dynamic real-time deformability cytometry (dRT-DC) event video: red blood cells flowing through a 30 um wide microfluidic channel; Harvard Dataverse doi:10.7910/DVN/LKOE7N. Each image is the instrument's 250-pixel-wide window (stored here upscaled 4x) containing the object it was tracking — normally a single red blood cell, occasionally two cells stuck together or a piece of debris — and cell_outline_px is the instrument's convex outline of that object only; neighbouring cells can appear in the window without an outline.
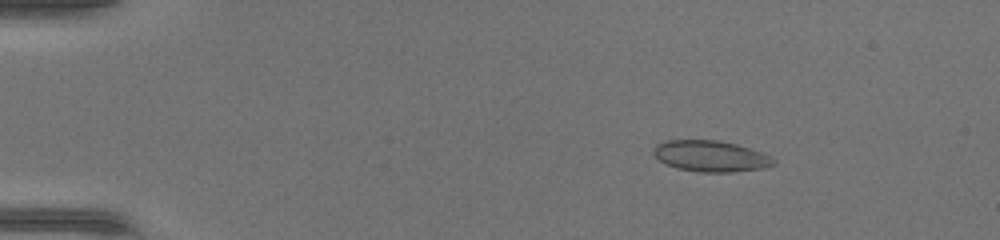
{"species": "common noctule bat (a hibernating species)", "species_latin": "Nyctalus noctula", "temperature_condition": "warm", "stored_images_in_passage": 47, "camera_frame_rate_fps": 3000, "um_per_image_px": 0.085, "animal": {"sex": "female", "body_mass_g": 17.0, "forearm_length_mm": 48.0}, "frame": {"image": 1, "passage_image": 8, "time_ms": 2.333, "image_size_px": [1000, 240], "cell_outline_px": [[776, 164], [764, 168], [732, 172], [700, 172], [676, 168], [660, 160], [652, 152], [656, 144], [664, 140], [716, 140], [736, 144], [772, 156], [776, 160]], "centroid_in_image_um": [60.42, 13.27], "position_along_channel_um": 24.6, "area_um2": 21.73}}
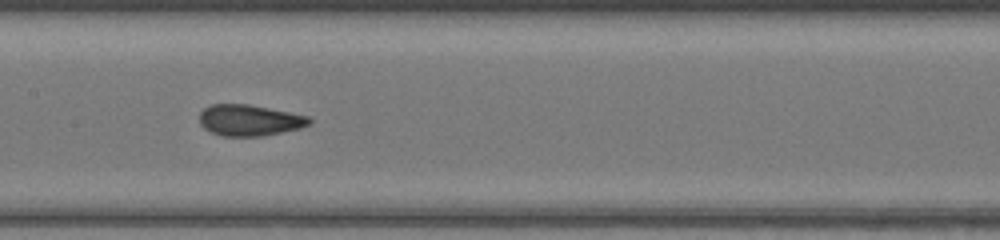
{"frame": {"image": 2, "passage_image": 25, "time_ms": 8.0, "image_size_px": [1000, 240], "cell_outline_px": [[312, 124], [300, 128], [260, 136], [224, 136], [212, 132], [204, 128], [200, 124], [200, 112], [204, 108], [212, 104], [248, 104], [308, 116], [312, 120]], "centroid_in_image_um": [21.2, 10.22], "position_along_channel_um": 186.2, "area_um2": 19.77}}
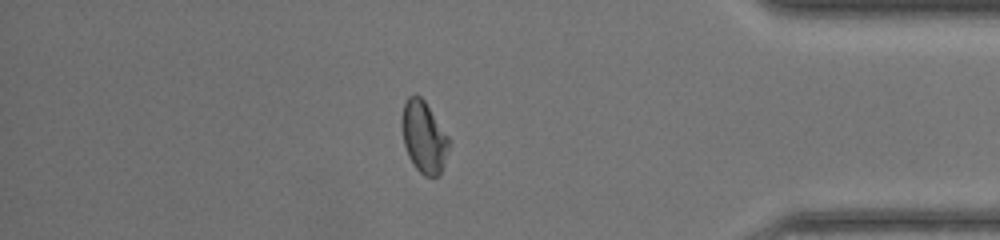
{"frame": {"image": 3, "passage_image": 41, "time_ms": 13.333, "image_size_px": [1000, 240], "cell_outline_px": [[452, 140], [440, 176], [424, 176], [416, 168], [408, 156], [404, 144], [400, 124], [400, 120], [404, 104], [408, 96], [420, 96], [424, 100]], "centroid_in_image_um": [36.04, 11.65], "position_along_channel_um": 399.2, "area_um2": 20.0}}